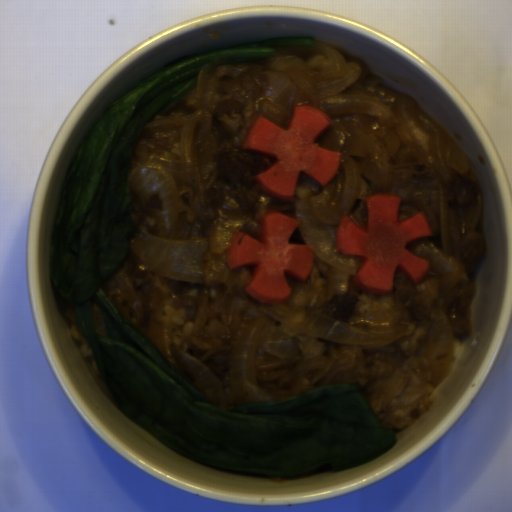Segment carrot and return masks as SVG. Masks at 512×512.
Listing matches in <instances>:
<instances>
[{"mask_svg": "<svg viewBox=\"0 0 512 512\" xmlns=\"http://www.w3.org/2000/svg\"><path fill=\"white\" fill-rule=\"evenodd\" d=\"M401 200L402 196L395 193L368 195L366 226L343 216L336 230L338 254L361 260L352 281L370 293L383 296L392 292L396 271L419 284L429 273V261L406 248L412 241L432 236L431 226L421 212L399 220Z\"/></svg>", "mask_w": 512, "mask_h": 512, "instance_id": "1", "label": "carrot"}, {"mask_svg": "<svg viewBox=\"0 0 512 512\" xmlns=\"http://www.w3.org/2000/svg\"><path fill=\"white\" fill-rule=\"evenodd\" d=\"M333 123L325 111L313 105L296 106L286 127L262 114L255 117L240 148L273 156V164L254 177V185L269 194L292 200L304 173L326 187L339 172L342 155L315 144L317 137Z\"/></svg>", "mask_w": 512, "mask_h": 512, "instance_id": "2", "label": "carrot"}, {"mask_svg": "<svg viewBox=\"0 0 512 512\" xmlns=\"http://www.w3.org/2000/svg\"><path fill=\"white\" fill-rule=\"evenodd\" d=\"M299 224L295 217L273 211L263 218L261 240L240 231L229 238L225 254L228 267H253L245 290L257 302L273 306L285 303L291 296L286 274L305 281L314 268L311 246L288 243Z\"/></svg>", "mask_w": 512, "mask_h": 512, "instance_id": "3", "label": "carrot"}]
</instances>
